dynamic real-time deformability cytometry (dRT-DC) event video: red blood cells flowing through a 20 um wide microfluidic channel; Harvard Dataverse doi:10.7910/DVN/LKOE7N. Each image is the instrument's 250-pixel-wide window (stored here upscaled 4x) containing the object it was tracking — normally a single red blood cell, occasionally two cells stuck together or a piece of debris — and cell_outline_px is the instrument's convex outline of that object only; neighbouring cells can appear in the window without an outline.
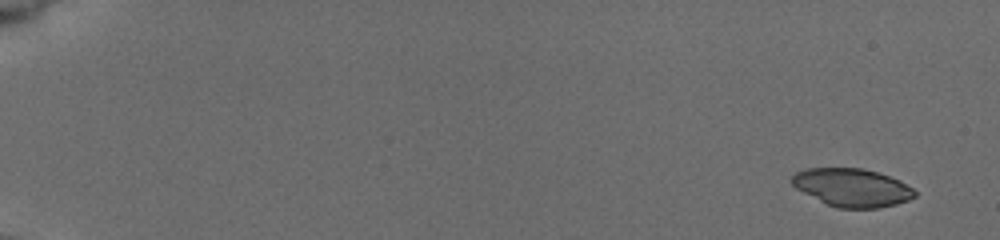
{"species": "common noctule bat (a hibernating species)", "species_latin": "Nyctalus noctula", "temperature_condition": "cold", "stored_images_in_passage": 35, "camera_frame_rate_fps": 3000, "um_per_image_px": 0.085, "animal": {"sex": "female", "body_mass_g": 19.5, "forearm_length_mm": 54.1}, "frame": {"image": 1, "passage_image": 1, "time_ms": 0.0, "image_size_px": [1000, 240], "cell_outline_px": [[916, 196], [908, 200], [896, 204], [876, 208], [836, 208], [796, 188], [788, 180], [796, 172], [804, 168], [864, 168], [900, 180], [912, 188], [916, 192]], "centroid_in_image_um": [72.41, 15.93], "position_along_channel_um": 12.6, "area_um2": 27.17}}
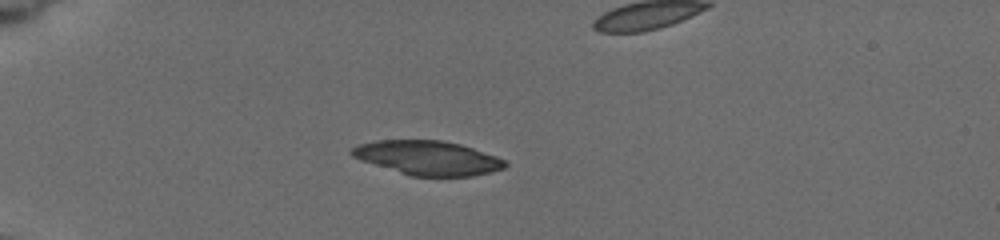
{"frame": {"image": 2, "passage_image": 28, "time_ms": 4.667, "image_size_px": [1000, 240], "cell_outline_px": [[508, 164], [504, 168], [472, 176], [408, 176], [360, 160], [352, 156], [348, 152], [352, 148], [360, 144], [376, 140], [440, 140], [460, 144], [496, 156], [504, 160]], "centroid_in_image_um": [36.32, 13.42], "position_along_channel_um": 48.7, "area_um2": 30.52}}